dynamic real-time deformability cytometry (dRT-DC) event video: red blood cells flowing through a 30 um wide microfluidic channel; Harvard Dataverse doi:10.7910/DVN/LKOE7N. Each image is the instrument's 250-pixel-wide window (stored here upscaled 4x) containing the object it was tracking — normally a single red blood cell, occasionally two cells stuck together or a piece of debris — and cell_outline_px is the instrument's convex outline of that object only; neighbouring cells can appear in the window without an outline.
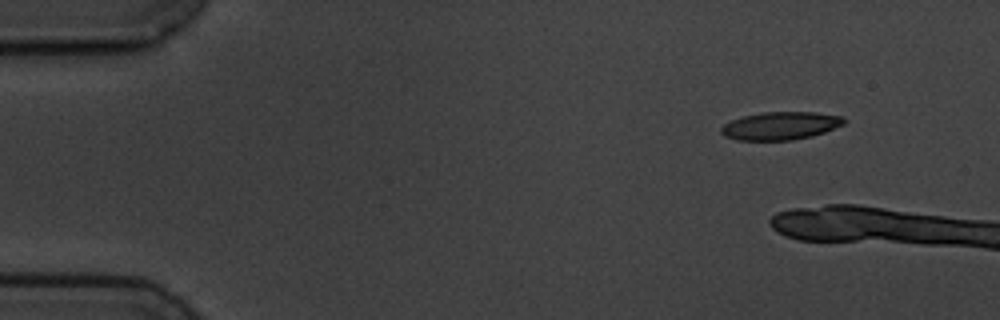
{"species": "common noctule bat (a hibernating species)", "species_latin": "Nyctalus noctula", "temperature_condition": "cold", "stored_images_in_passage": 3, "camera_frame_rate_fps": 3000, "um_per_image_px": 0.085, "animal": {"sex": "male", "body_mass_g": 19.5, "forearm_length_mm": 54.6}, "frame": {"image": 1, "passage_image": 1, "time_ms": 0.0, "image_size_px": [1000, 320], "cell_outline_px": [[848, 120], [844, 124], [824, 132], [812, 136], [792, 140], [736, 140], [724, 136], [720, 132], [720, 128], [724, 124], [732, 120], [744, 116], [764, 112], [816, 112], [844, 116]], "centroid_in_image_um": [66.37, 10.69], "position_along_channel_um": 18.6, "area_um2": 20.11}}